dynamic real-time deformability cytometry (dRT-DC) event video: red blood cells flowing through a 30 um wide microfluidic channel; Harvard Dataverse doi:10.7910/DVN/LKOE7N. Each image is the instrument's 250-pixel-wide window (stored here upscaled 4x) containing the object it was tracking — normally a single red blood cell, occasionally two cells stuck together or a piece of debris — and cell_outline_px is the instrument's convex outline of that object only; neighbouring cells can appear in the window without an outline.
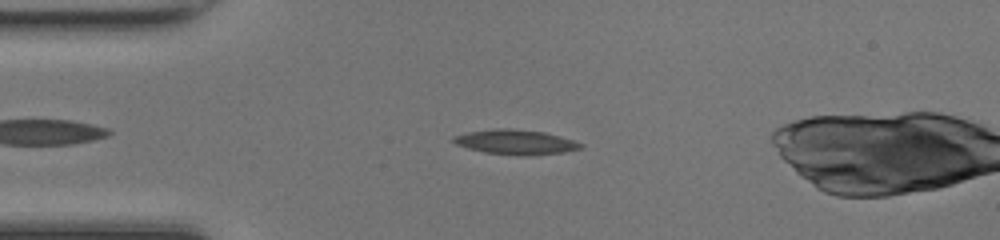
{"species": "common noctule bat (a hibernating species)", "species_latin": "Nyctalus noctula", "temperature_condition": "room temperature", "stored_images_in_passage": 40, "camera_frame_rate_fps": 3000, "um_per_image_px": 0.085, "animal": {"sex": "female", "body_mass_g": 17.0, "forearm_length_mm": 48.0}, "frame": {"image": 1, "passage_image": 8, "time_ms": 2.333, "image_size_px": [1000, 240], "cell_outline_px": [[584, 144], [580, 148], [564, 152], [532, 156], [516, 156], [484, 152], [468, 148], [456, 144], [452, 140], [452, 136], [468, 132], [496, 128], [512, 128], [544, 132], [560, 136]], "centroid_in_image_um": [43.82, 12.08], "position_along_channel_um": 41.2, "area_um2": 18.5}}
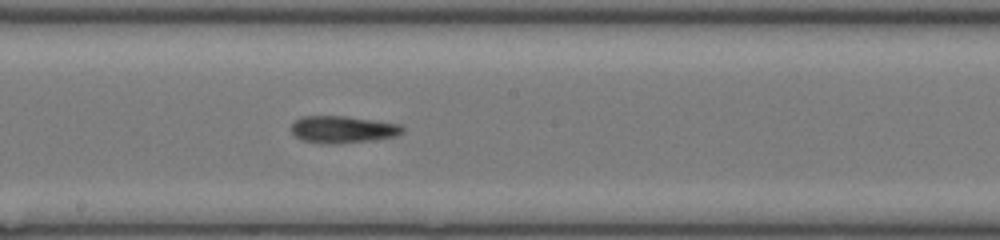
{"frame": {"image": 2, "passage_image": 22, "time_ms": 7.0, "image_size_px": [1000, 240], "cell_outline_px": [[404, 132], [396, 136], [372, 140], [340, 144], [320, 144], [300, 140], [292, 132], [292, 124], [300, 116], [344, 116], [400, 124], [404, 128]], "centroid_in_image_um": [29.12, 11.02], "position_along_channel_um": 219.1, "area_um2": 17.69}}
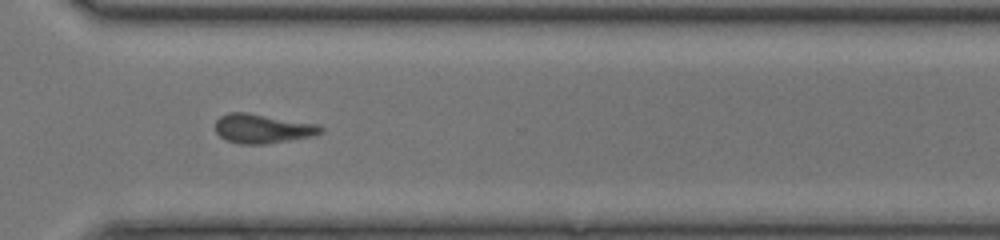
{"frame": {"image": 3, "passage_image": 31, "time_ms": 10.0, "image_size_px": [1000, 240], "cell_outline_px": [[324, 132], [312, 136], [264, 144], [240, 144], [228, 140], [220, 136], [216, 132], [216, 120], [220, 116], [228, 112], [244, 112], [320, 124], [324, 128]], "centroid_in_image_um": [22.34, 10.92], "position_along_channel_um": 348.3, "area_um2": 17.92}, "authors_computed_cell_mechanics": {"area_um2": 17.8602, "velocity_mm_per_s": 4.3197, "shape_relaxation_time_tau1_ms": null, "shape_relaxation_time_tau2_ms": 5.0517, "deformation_change_tau1": null, "deformation_change_tau2": 0.1671}}